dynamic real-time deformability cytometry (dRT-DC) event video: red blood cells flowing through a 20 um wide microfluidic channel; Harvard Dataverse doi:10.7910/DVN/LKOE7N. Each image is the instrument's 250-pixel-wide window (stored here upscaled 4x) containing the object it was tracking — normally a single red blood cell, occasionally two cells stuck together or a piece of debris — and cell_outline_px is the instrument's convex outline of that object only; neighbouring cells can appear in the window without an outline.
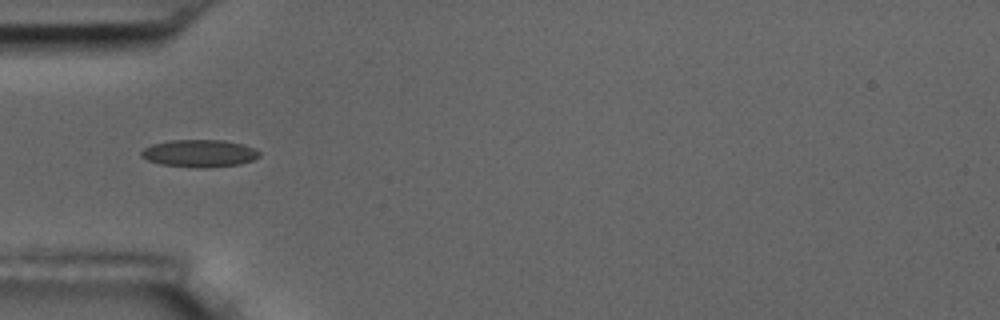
{"species": "common noctule bat (a hibernating species)", "species_latin": "Nyctalus noctula", "temperature_condition": "room temperature", "stored_images_in_passage": 2, "camera_frame_rate_fps": 3000, "um_per_image_px": 0.085, "animal": {"sex": "male", "body_mass_g": 17.5, "forearm_length_mm": 52.3}, "frame": {"image": 1, "passage_image": 1, "time_ms": 0.0, "image_size_px": [1000, 320], "cell_outline_px": [[260, 156], [252, 160], [240, 164], [208, 168], [192, 168], [160, 164], [148, 160], [140, 156], [140, 152], [144, 148], [152, 144], [172, 140], [224, 140], [240, 144], [252, 148], [260, 152]], "centroid_in_image_um": [16.92, 13.05], "position_along_channel_um": 68.1, "area_um2": 18.9}}